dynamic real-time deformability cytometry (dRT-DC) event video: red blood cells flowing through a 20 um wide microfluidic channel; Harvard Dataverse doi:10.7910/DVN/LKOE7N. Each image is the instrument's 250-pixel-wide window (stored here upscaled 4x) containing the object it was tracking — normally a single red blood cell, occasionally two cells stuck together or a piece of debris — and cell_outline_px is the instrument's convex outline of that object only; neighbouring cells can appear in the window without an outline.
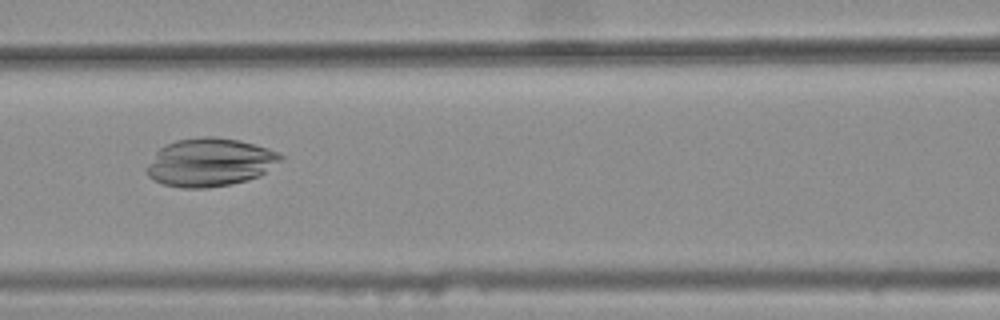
{"species": "common noctule bat (a hibernating species)", "species_latin": "Nyctalus noctula", "temperature_condition": "warm", "stored_images_in_passage": 42, "camera_frame_rate_fps": 3000, "um_per_image_px": 0.085, "animal": {"sex": "female", "body_mass_g": 25.1}, "frame": {"image": 1, "passage_image": 19, "time_ms": 6.0, "image_size_px": [1000, 320], "cell_outline_px": [[284, 160], [260, 176], [248, 180], [232, 184], [208, 188], [180, 188], [164, 184], [152, 180], [148, 176], [144, 168], [156, 152], [164, 144], [176, 140], [204, 136], [216, 136], [240, 140], [268, 148], [280, 152], [284, 156]], "centroid_in_image_um": [17.86, 13.79], "position_along_channel_um": 148.7, "area_um2": 38.32}}
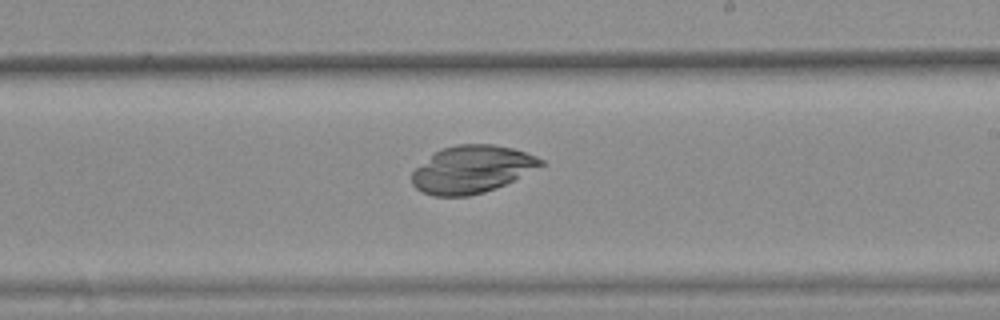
{"frame": {"image": 2, "passage_image": 27, "time_ms": 8.667, "image_size_px": [1000, 320], "cell_outline_px": [[544, 164], [496, 188], [484, 192], [468, 196], [432, 196], [416, 188], [412, 184], [412, 172], [416, 168], [436, 152], [444, 148], [456, 144], [492, 144], [512, 148], [536, 156], [544, 160]], "centroid_in_image_um": [40.1, 14.4], "position_along_channel_um": 248.9, "area_um2": 35.08}}
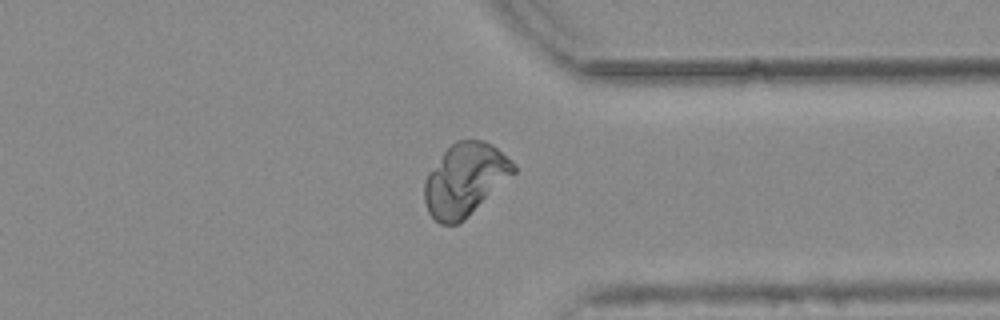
{"frame": {"image": 3, "passage_image": 37, "time_ms": 12.0, "image_size_px": [1000, 320], "cell_outline_px": [[516, 172], [464, 220], [456, 224], [440, 224], [428, 212], [424, 200], [424, 184], [428, 172], [444, 152], [456, 140], [484, 140], [492, 144], [516, 164]], "centroid_in_image_um": [39.53, 15.26], "position_along_channel_um": 371.9, "area_um2": 37.45}}